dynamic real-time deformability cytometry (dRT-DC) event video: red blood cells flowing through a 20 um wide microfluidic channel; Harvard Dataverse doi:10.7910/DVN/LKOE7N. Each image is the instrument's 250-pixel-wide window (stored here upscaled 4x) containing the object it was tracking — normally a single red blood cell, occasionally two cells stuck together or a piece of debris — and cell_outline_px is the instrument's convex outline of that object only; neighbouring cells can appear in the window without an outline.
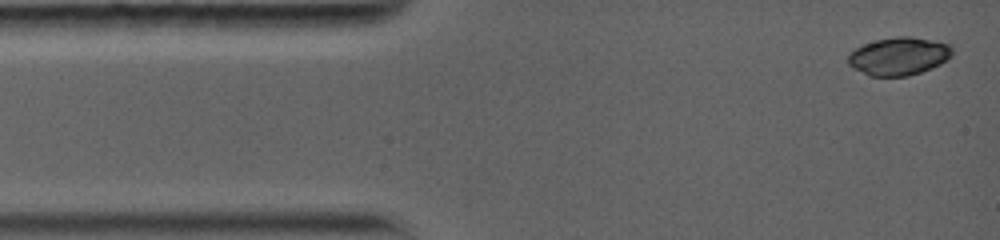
{"species": "common noctule bat (a hibernating species)", "species_latin": "Nyctalus noctula", "temperature_condition": "warm", "stored_images_in_passage": 26, "camera_frame_rate_fps": 5000, "um_per_image_px": 0.085, "animal": {"sex": "female", "body_mass_g": 19.0, "forearm_length_mm": 56.7}, "frame": {"image": 1, "passage_image": 1, "time_ms": 0.0, "image_size_px": [1000, 240], "cell_outline_px": [[952, 56], [948, 60], [932, 68], [908, 76], [868, 76], [852, 68], [848, 64], [848, 56], [856, 48], [864, 44], [876, 40], [896, 36], [912, 36], [932, 40], [948, 44], [952, 48]], "centroid_in_image_um": [76.4, 4.78], "position_along_channel_um": 8.6, "area_um2": 23.12}}
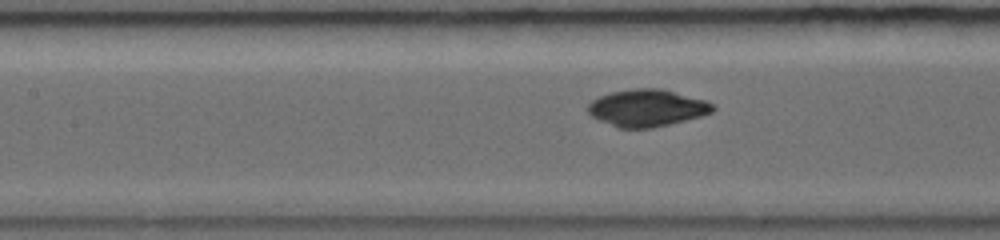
{"frame": {"image": 2, "passage_image": 16, "time_ms": 5.4, "image_size_px": [1000, 240], "cell_outline_px": [[716, 108], [712, 112], [700, 116], [652, 128], [616, 128], [592, 116], [588, 112], [588, 104], [592, 100], [600, 96], [612, 92], [632, 88], [660, 88], [704, 100], [712, 104]], "centroid_in_image_um": [54.96, 9.17], "position_along_channel_um": 152.4, "area_um2": 26.7}}
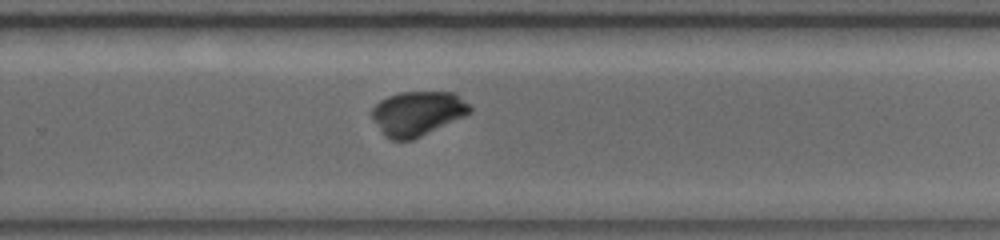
{"frame": {"image": 3, "passage_image": 26, "time_ms": 9.0, "image_size_px": [1000, 240], "cell_outline_px": [[472, 112], [464, 116], [412, 140], [392, 140], [384, 136], [372, 120], [372, 108], [380, 100], [388, 96], [400, 92], [456, 92], [472, 108]], "centroid_in_image_um": [35.47, 9.63], "position_along_channel_um": 294.3, "area_um2": 25.37}}